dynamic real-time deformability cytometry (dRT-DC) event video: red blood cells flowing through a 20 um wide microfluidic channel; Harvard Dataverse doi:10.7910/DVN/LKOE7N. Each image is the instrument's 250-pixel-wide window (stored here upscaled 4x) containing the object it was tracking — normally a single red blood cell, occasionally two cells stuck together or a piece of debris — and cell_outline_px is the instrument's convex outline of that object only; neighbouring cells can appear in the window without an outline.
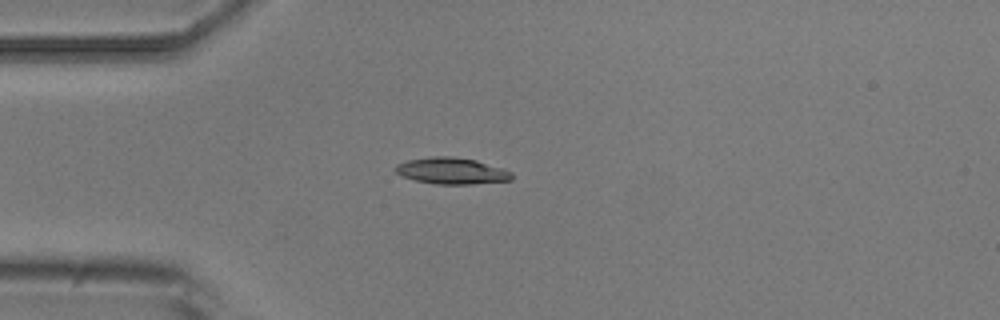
{"species": "common noctule bat (a hibernating species)", "species_latin": "Nyctalus noctula", "temperature_condition": "room temperature", "stored_images_in_passage": 5, "camera_frame_rate_fps": 3000, "um_per_image_px": 0.085, "animal": {"sex": "male", "body_mass_g": 20.5, "forearm_length_mm": 52.5}, "frame": {"image": 1, "passage_image": 3, "time_ms": 2.333, "image_size_px": [1000, 320], "cell_outline_px": [[512, 180], [472, 184], [436, 184], [416, 180], [404, 176], [396, 172], [396, 164], [408, 160], [432, 156], [452, 156], [476, 160], [504, 168], [512, 172]], "centroid_in_image_um": [38.44, 14.52], "position_along_channel_um": 46.6, "area_um2": 17.86}}
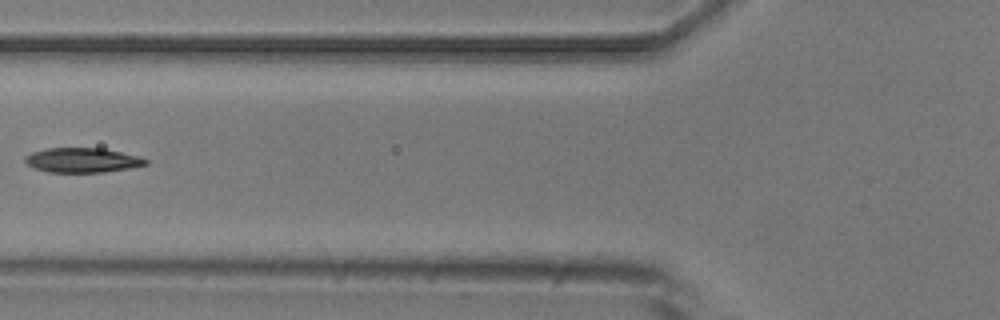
{"frame": {"image": 2, "passage_image": 5, "time_ms": 4.667, "image_size_px": [1000, 320], "cell_outline_px": [[148, 164], [132, 168], [104, 172], [48, 172], [36, 168], [28, 164], [24, 160], [24, 156], [32, 152], [48, 148], [104, 148], [140, 156], [148, 160]], "centroid_in_image_um": [7.04, 13.61], "position_along_channel_um": 118.8, "area_um2": 17.4}}